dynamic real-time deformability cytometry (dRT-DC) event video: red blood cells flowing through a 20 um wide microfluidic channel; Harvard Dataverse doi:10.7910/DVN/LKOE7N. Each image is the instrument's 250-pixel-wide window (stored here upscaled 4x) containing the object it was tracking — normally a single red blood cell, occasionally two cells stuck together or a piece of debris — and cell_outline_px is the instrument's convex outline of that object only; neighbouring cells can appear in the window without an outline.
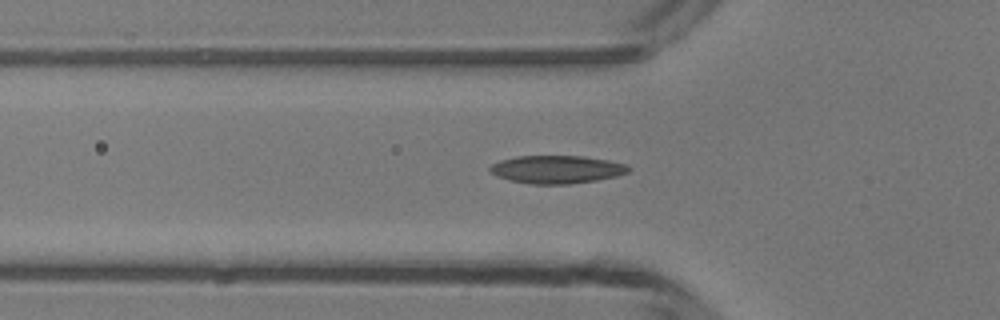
{"species": "common noctule bat (a hibernating species)", "species_latin": "Nyctalus noctula", "temperature_condition": "room temperature", "stored_images_in_passage": 41, "camera_frame_rate_fps": 3000, "um_per_image_px": 0.085, "animal": {"sex": "male", "body_mass_g": 13.3}, "frame": {"image": 1, "passage_image": 8, "time_ms": 2.333, "image_size_px": [1000, 320], "cell_outline_px": [[632, 168], [628, 172], [616, 176], [596, 180], [568, 184], [532, 184], [508, 180], [496, 176], [488, 172], [488, 168], [492, 164], [500, 160], [516, 156], [580, 156], [608, 160], [628, 164]], "centroid_in_image_um": [47.3, 14.4], "position_along_channel_um": 78.5, "area_um2": 22.72}}
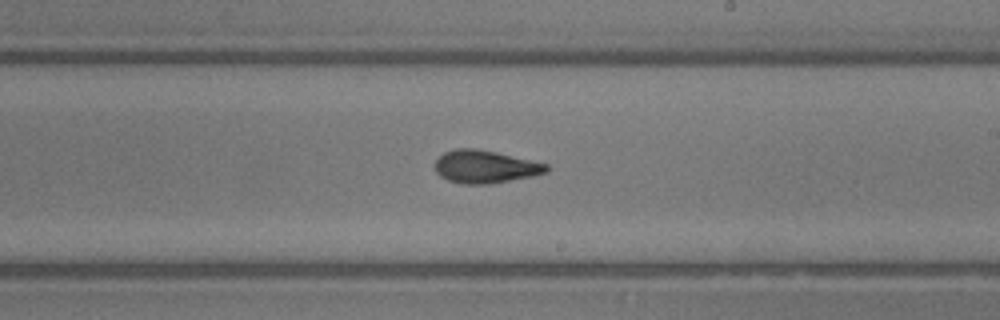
{"frame": {"image": 2, "passage_image": 20, "time_ms": 6.333, "image_size_px": [1000, 320], "cell_outline_px": [[548, 172], [532, 176], [492, 184], [460, 184], [448, 180], [440, 176], [436, 172], [436, 160], [444, 152], [456, 148], [472, 148], [496, 152], [548, 164]], "centroid_in_image_um": [41.23, 14.18], "position_along_channel_um": 247.8, "area_um2": 21.27}}
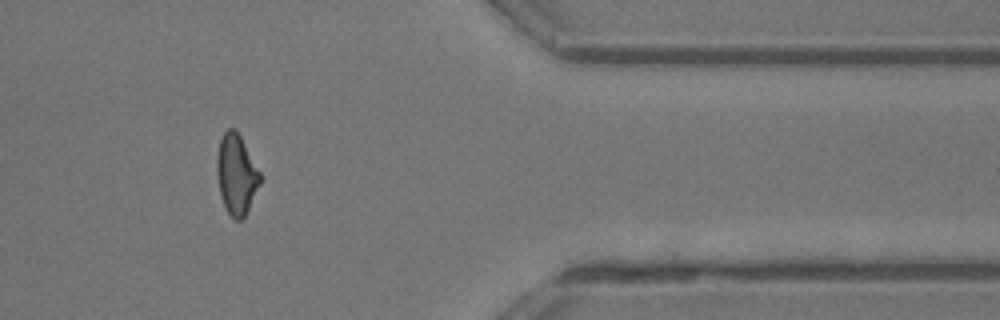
{"frame": {"image": 3, "passage_image": 32, "time_ms": 10.333, "image_size_px": [1000, 320], "cell_outline_px": [[260, 184], [244, 216], [240, 220], [236, 220], [224, 208], [220, 196], [216, 172], [216, 156], [220, 140], [224, 132], [228, 128], [236, 128], [260, 172]], "centroid_in_image_um": [20.06, 14.8], "position_along_channel_um": 391.3, "area_um2": 20.11}, "authors_computed_cell_mechanics": {"area_um2": 20.808, "velocity_mm_per_s": 4.2071, "shape_relaxation_time_tau1_ms": 3.8375, "shape_relaxation_time_tau2_ms": 2.5545, "deformation_change_tau1": 0.1549, "deformation_change_tau2": 0.0916}}